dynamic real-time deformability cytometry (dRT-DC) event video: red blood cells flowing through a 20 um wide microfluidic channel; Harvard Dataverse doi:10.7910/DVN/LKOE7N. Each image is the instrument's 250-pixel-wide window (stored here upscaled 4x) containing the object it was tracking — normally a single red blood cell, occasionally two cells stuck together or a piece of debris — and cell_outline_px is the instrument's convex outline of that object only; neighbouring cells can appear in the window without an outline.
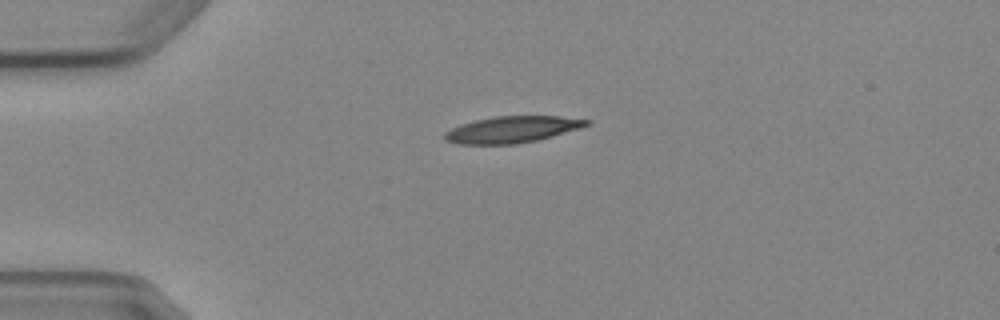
{"species": "Egyptian fruit bat (a non-hibernating species)", "species_latin": "Rousettus aegyptiacus", "temperature_condition": "cold", "stored_images_in_passage": 5, "camera_frame_rate_fps": 3000, "um_per_image_px": 0.085, "animal": {"sex": "female"}, "frame": {"image": 1, "passage_image": 1, "time_ms": 0.0, "image_size_px": [1000, 320], "cell_outline_px": [[592, 120], [588, 124], [580, 128], [552, 136], [536, 140], [516, 144], [456, 144], [444, 140], [444, 132], [460, 124], [492, 116], [560, 116]], "centroid_in_image_um": [43.5, 11.0], "position_along_channel_um": 41.5, "area_um2": 21.91}}
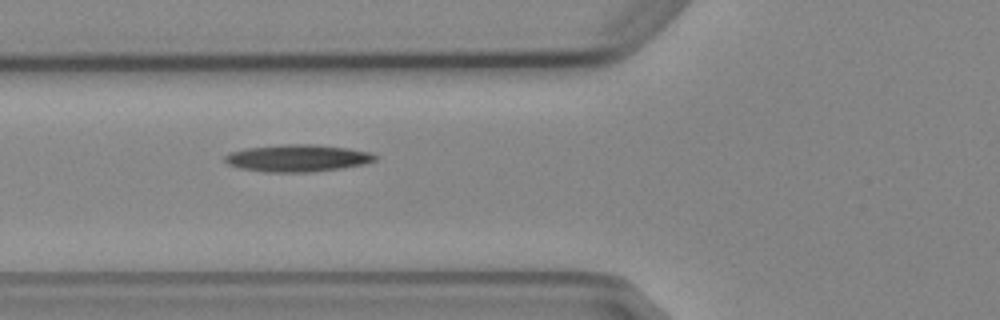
{"frame": {"image": 2, "passage_image": 3, "time_ms": 2.333, "image_size_px": [1000, 320], "cell_outline_px": [[376, 160], [364, 164], [340, 168], [308, 172], [264, 172], [240, 168], [228, 164], [224, 160], [224, 156], [232, 152], [244, 148], [284, 144], [316, 144], [348, 148], [368, 152], [376, 156]], "centroid_in_image_um": [25.26, 13.43], "position_along_channel_um": 100.5, "area_um2": 23.64}}
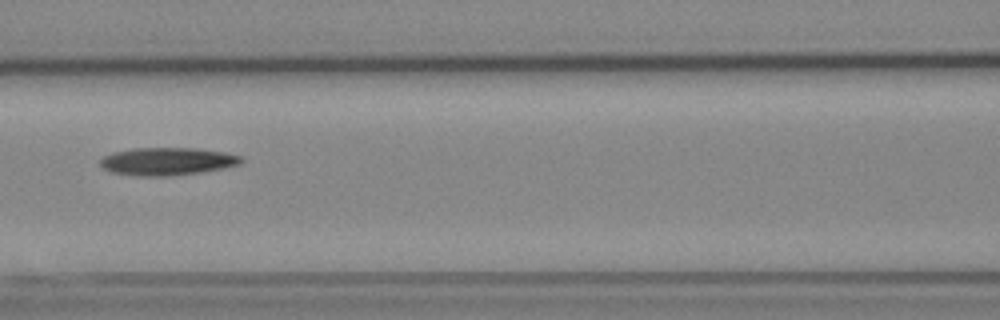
{"frame": {"image": 3, "passage_image": 4, "time_ms": 3.667, "image_size_px": [1000, 320], "cell_outline_px": [[244, 160], [240, 164], [224, 168], [200, 172], [168, 176], [136, 176], [112, 172], [104, 168], [100, 164], [100, 160], [104, 156], [112, 152], [132, 148], [196, 148], [224, 152], [244, 156]], "centroid_in_image_um": [14.24, 13.71], "position_along_channel_um": 152.4, "area_um2": 22.89}}